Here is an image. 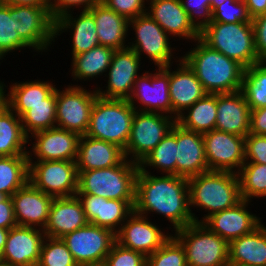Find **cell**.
<instances>
[{
    "label": "cell",
    "instance_id": "ab89813d",
    "mask_svg": "<svg viewBox=\"0 0 266 266\" xmlns=\"http://www.w3.org/2000/svg\"><path fill=\"white\" fill-rule=\"evenodd\" d=\"M236 173L242 199L250 201L253 197H266L265 164L244 163Z\"/></svg>",
    "mask_w": 266,
    "mask_h": 266
},
{
    "label": "cell",
    "instance_id": "6125c7cd",
    "mask_svg": "<svg viewBox=\"0 0 266 266\" xmlns=\"http://www.w3.org/2000/svg\"><path fill=\"white\" fill-rule=\"evenodd\" d=\"M85 266H105L104 264H97V265H85Z\"/></svg>",
    "mask_w": 266,
    "mask_h": 266
},
{
    "label": "cell",
    "instance_id": "4dcf8cb0",
    "mask_svg": "<svg viewBox=\"0 0 266 266\" xmlns=\"http://www.w3.org/2000/svg\"><path fill=\"white\" fill-rule=\"evenodd\" d=\"M229 264L266 266V227L260 224L252 232L229 242Z\"/></svg>",
    "mask_w": 266,
    "mask_h": 266
},
{
    "label": "cell",
    "instance_id": "94428289",
    "mask_svg": "<svg viewBox=\"0 0 266 266\" xmlns=\"http://www.w3.org/2000/svg\"><path fill=\"white\" fill-rule=\"evenodd\" d=\"M228 266H247V265H242V264H229Z\"/></svg>",
    "mask_w": 266,
    "mask_h": 266
},
{
    "label": "cell",
    "instance_id": "8fae6325",
    "mask_svg": "<svg viewBox=\"0 0 266 266\" xmlns=\"http://www.w3.org/2000/svg\"><path fill=\"white\" fill-rule=\"evenodd\" d=\"M97 96V91L88 92L80 86L56 89V127L85 135Z\"/></svg>",
    "mask_w": 266,
    "mask_h": 266
},
{
    "label": "cell",
    "instance_id": "816d5d0a",
    "mask_svg": "<svg viewBox=\"0 0 266 266\" xmlns=\"http://www.w3.org/2000/svg\"><path fill=\"white\" fill-rule=\"evenodd\" d=\"M249 133L266 135V106L251 110Z\"/></svg>",
    "mask_w": 266,
    "mask_h": 266
},
{
    "label": "cell",
    "instance_id": "680465c9",
    "mask_svg": "<svg viewBox=\"0 0 266 266\" xmlns=\"http://www.w3.org/2000/svg\"><path fill=\"white\" fill-rule=\"evenodd\" d=\"M211 4V12H213L218 6L223 4L226 0H205Z\"/></svg>",
    "mask_w": 266,
    "mask_h": 266
},
{
    "label": "cell",
    "instance_id": "1f68e13d",
    "mask_svg": "<svg viewBox=\"0 0 266 266\" xmlns=\"http://www.w3.org/2000/svg\"><path fill=\"white\" fill-rule=\"evenodd\" d=\"M28 141L21 118L6 104L0 110V156L28 155L23 147Z\"/></svg>",
    "mask_w": 266,
    "mask_h": 266
},
{
    "label": "cell",
    "instance_id": "9a60e30c",
    "mask_svg": "<svg viewBox=\"0 0 266 266\" xmlns=\"http://www.w3.org/2000/svg\"><path fill=\"white\" fill-rule=\"evenodd\" d=\"M166 67H158V72L152 74L147 71L145 74L138 76L130 97L129 103L136 111L152 112L162 114H172V106L169 93V69ZM136 97V98H135ZM138 99L144 108L137 109L135 102ZM141 109V110H140Z\"/></svg>",
    "mask_w": 266,
    "mask_h": 266
},
{
    "label": "cell",
    "instance_id": "f1b7e54d",
    "mask_svg": "<svg viewBox=\"0 0 266 266\" xmlns=\"http://www.w3.org/2000/svg\"><path fill=\"white\" fill-rule=\"evenodd\" d=\"M88 11L95 20L96 33L100 45L113 48L114 50L128 48V45L126 46L124 42L129 21L125 17L107 8L101 2L91 7Z\"/></svg>",
    "mask_w": 266,
    "mask_h": 266
},
{
    "label": "cell",
    "instance_id": "f5cc1de1",
    "mask_svg": "<svg viewBox=\"0 0 266 266\" xmlns=\"http://www.w3.org/2000/svg\"><path fill=\"white\" fill-rule=\"evenodd\" d=\"M17 226L13 202L11 196H8L3 202L0 203V228L11 229Z\"/></svg>",
    "mask_w": 266,
    "mask_h": 266
},
{
    "label": "cell",
    "instance_id": "d590c367",
    "mask_svg": "<svg viewBox=\"0 0 266 266\" xmlns=\"http://www.w3.org/2000/svg\"><path fill=\"white\" fill-rule=\"evenodd\" d=\"M28 182V155L0 156V192L12 196Z\"/></svg>",
    "mask_w": 266,
    "mask_h": 266
},
{
    "label": "cell",
    "instance_id": "52a82bcc",
    "mask_svg": "<svg viewBox=\"0 0 266 266\" xmlns=\"http://www.w3.org/2000/svg\"><path fill=\"white\" fill-rule=\"evenodd\" d=\"M185 251L187 266H228L229 243L202 223L174 230Z\"/></svg>",
    "mask_w": 266,
    "mask_h": 266
},
{
    "label": "cell",
    "instance_id": "f6af8a7d",
    "mask_svg": "<svg viewBox=\"0 0 266 266\" xmlns=\"http://www.w3.org/2000/svg\"><path fill=\"white\" fill-rule=\"evenodd\" d=\"M105 266H146V257L137 251L122 247L115 242L107 255Z\"/></svg>",
    "mask_w": 266,
    "mask_h": 266
},
{
    "label": "cell",
    "instance_id": "60d3db41",
    "mask_svg": "<svg viewBox=\"0 0 266 266\" xmlns=\"http://www.w3.org/2000/svg\"><path fill=\"white\" fill-rule=\"evenodd\" d=\"M17 21L10 17V5L0 1V59L12 50L30 47L16 31Z\"/></svg>",
    "mask_w": 266,
    "mask_h": 266
},
{
    "label": "cell",
    "instance_id": "5b68a950",
    "mask_svg": "<svg viewBox=\"0 0 266 266\" xmlns=\"http://www.w3.org/2000/svg\"><path fill=\"white\" fill-rule=\"evenodd\" d=\"M200 39L245 69L259 63L252 22H211L200 31Z\"/></svg>",
    "mask_w": 266,
    "mask_h": 266
},
{
    "label": "cell",
    "instance_id": "ac0fdd59",
    "mask_svg": "<svg viewBox=\"0 0 266 266\" xmlns=\"http://www.w3.org/2000/svg\"><path fill=\"white\" fill-rule=\"evenodd\" d=\"M140 57L130 48L115 50L108 72L107 90H96L97 95L108 99L128 100L139 76Z\"/></svg>",
    "mask_w": 266,
    "mask_h": 266
},
{
    "label": "cell",
    "instance_id": "cb8c5ba5",
    "mask_svg": "<svg viewBox=\"0 0 266 266\" xmlns=\"http://www.w3.org/2000/svg\"><path fill=\"white\" fill-rule=\"evenodd\" d=\"M251 110L241 90L217 94L215 130L246 137L250 129Z\"/></svg>",
    "mask_w": 266,
    "mask_h": 266
},
{
    "label": "cell",
    "instance_id": "74e56055",
    "mask_svg": "<svg viewBox=\"0 0 266 266\" xmlns=\"http://www.w3.org/2000/svg\"><path fill=\"white\" fill-rule=\"evenodd\" d=\"M25 134L56 127V89L47 97V104L26 105V113L21 117Z\"/></svg>",
    "mask_w": 266,
    "mask_h": 266
},
{
    "label": "cell",
    "instance_id": "f35d334b",
    "mask_svg": "<svg viewBox=\"0 0 266 266\" xmlns=\"http://www.w3.org/2000/svg\"><path fill=\"white\" fill-rule=\"evenodd\" d=\"M266 62L253 64L244 70L241 91L250 110L266 106Z\"/></svg>",
    "mask_w": 266,
    "mask_h": 266
},
{
    "label": "cell",
    "instance_id": "ffe728a7",
    "mask_svg": "<svg viewBox=\"0 0 266 266\" xmlns=\"http://www.w3.org/2000/svg\"><path fill=\"white\" fill-rule=\"evenodd\" d=\"M248 202L242 199L234 207L213 213L205 220H200V223L229 243L252 232L261 224L260 218L247 211Z\"/></svg>",
    "mask_w": 266,
    "mask_h": 266
},
{
    "label": "cell",
    "instance_id": "b9f144b4",
    "mask_svg": "<svg viewBox=\"0 0 266 266\" xmlns=\"http://www.w3.org/2000/svg\"><path fill=\"white\" fill-rule=\"evenodd\" d=\"M37 266H79L61 238L45 237Z\"/></svg>",
    "mask_w": 266,
    "mask_h": 266
},
{
    "label": "cell",
    "instance_id": "8d00e7d4",
    "mask_svg": "<svg viewBox=\"0 0 266 266\" xmlns=\"http://www.w3.org/2000/svg\"><path fill=\"white\" fill-rule=\"evenodd\" d=\"M176 161L177 122L162 141L139 163V168L153 166L166 175H176Z\"/></svg>",
    "mask_w": 266,
    "mask_h": 266
},
{
    "label": "cell",
    "instance_id": "d6986e66",
    "mask_svg": "<svg viewBox=\"0 0 266 266\" xmlns=\"http://www.w3.org/2000/svg\"><path fill=\"white\" fill-rule=\"evenodd\" d=\"M76 196L89 223L109 229L115 234L134 211L135 201L109 200L91 194H76Z\"/></svg>",
    "mask_w": 266,
    "mask_h": 266
},
{
    "label": "cell",
    "instance_id": "f907efd6",
    "mask_svg": "<svg viewBox=\"0 0 266 266\" xmlns=\"http://www.w3.org/2000/svg\"><path fill=\"white\" fill-rule=\"evenodd\" d=\"M99 2L100 0H52L50 3V13L52 18L56 20L63 14L71 12L69 9H71L72 6L79 7L83 5V10H89Z\"/></svg>",
    "mask_w": 266,
    "mask_h": 266
},
{
    "label": "cell",
    "instance_id": "7bdbcfd3",
    "mask_svg": "<svg viewBox=\"0 0 266 266\" xmlns=\"http://www.w3.org/2000/svg\"><path fill=\"white\" fill-rule=\"evenodd\" d=\"M146 266H187L184 248L173 235L146 257Z\"/></svg>",
    "mask_w": 266,
    "mask_h": 266
},
{
    "label": "cell",
    "instance_id": "db71d44e",
    "mask_svg": "<svg viewBox=\"0 0 266 266\" xmlns=\"http://www.w3.org/2000/svg\"><path fill=\"white\" fill-rule=\"evenodd\" d=\"M247 6L248 13L253 19L259 15L266 14V0H243Z\"/></svg>",
    "mask_w": 266,
    "mask_h": 266
},
{
    "label": "cell",
    "instance_id": "bcb514c9",
    "mask_svg": "<svg viewBox=\"0 0 266 266\" xmlns=\"http://www.w3.org/2000/svg\"><path fill=\"white\" fill-rule=\"evenodd\" d=\"M188 13L190 22L199 30H203L212 22L211 4L205 0H180ZM197 15V17H195ZM198 17L202 20L198 21ZM197 18V21L195 19Z\"/></svg>",
    "mask_w": 266,
    "mask_h": 266
},
{
    "label": "cell",
    "instance_id": "6da1fadb",
    "mask_svg": "<svg viewBox=\"0 0 266 266\" xmlns=\"http://www.w3.org/2000/svg\"><path fill=\"white\" fill-rule=\"evenodd\" d=\"M188 179L176 175H151L139 168L136 177L134 211L140 215L156 212L167 217L174 229L200 223L189 207ZM145 214V215H144Z\"/></svg>",
    "mask_w": 266,
    "mask_h": 266
},
{
    "label": "cell",
    "instance_id": "2e32d148",
    "mask_svg": "<svg viewBox=\"0 0 266 266\" xmlns=\"http://www.w3.org/2000/svg\"><path fill=\"white\" fill-rule=\"evenodd\" d=\"M45 237L40 228L17 225L9 229L0 263L5 266H37Z\"/></svg>",
    "mask_w": 266,
    "mask_h": 266
},
{
    "label": "cell",
    "instance_id": "ba28073f",
    "mask_svg": "<svg viewBox=\"0 0 266 266\" xmlns=\"http://www.w3.org/2000/svg\"><path fill=\"white\" fill-rule=\"evenodd\" d=\"M173 118L159 112L135 111L130 138L123 150L125 158L132 154V162L139 164L172 129L176 123Z\"/></svg>",
    "mask_w": 266,
    "mask_h": 266
},
{
    "label": "cell",
    "instance_id": "d4e9b609",
    "mask_svg": "<svg viewBox=\"0 0 266 266\" xmlns=\"http://www.w3.org/2000/svg\"><path fill=\"white\" fill-rule=\"evenodd\" d=\"M88 223L82 204L76 195L54 198L43 231L47 237L62 238Z\"/></svg>",
    "mask_w": 266,
    "mask_h": 266
},
{
    "label": "cell",
    "instance_id": "9c48e42d",
    "mask_svg": "<svg viewBox=\"0 0 266 266\" xmlns=\"http://www.w3.org/2000/svg\"><path fill=\"white\" fill-rule=\"evenodd\" d=\"M29 159V182L54 198L75 196L78 190L76 161H32ZM32 161V162H31Z\"/></svg>",
    "mask_w": 266,
    "mask_h": 266
},
{
    "label": "cell",
    "instance_id": "91938a15",
    "mask_svg": "<svg viewBox=\"0 0 266 266\" xmlns=\"http://www.w3.org/2000/svg\"><path fill=\"white\" fill-rule=\"evenodd\" d=\"M8 196L3 193V192H0V203L3 202Z\"/></svg>",
    "mask_w": 266,
    "mask_h": 266
},
{
    "label": "cell",
    "instance_id": "6f0895ef",
    "mask_svg": "<svg viewBox=\"0 0 266 266\" xmlns=\"http://www.w3.org/2000/svg\"><path fill=\"white\" fill-rule=\"evenodd\" d=\"M2 82H0V110L6 105V94H4V86Z\"/></svg>",
    "mask_w": 266,
    "mask_h": 266
},
{
    "label": "cell",
    "instance_id": "277c9868",
    "mask_svg": "<svg viewBox=\"0 0 266 266\" xmlns=\"http://www.w3.org/2000/svg\"><path fill=\"white\" fill-rule=\"evenodd\" d=\"M139 164L125 158L119 165L78 171L76 194H91L109 200L135 201Z\"/></svg>",
    "mask_w": 266,
    "mask_h": 266
},
{
    "label": "cell",
    "instance_id": "c3c4849f",
    "mask_svg": "<svg viewBox=\"0 0 266 266\" xmlns=\"http://www.w3.org/2000/svg\"><path fill=\"white\" fill-rule=\"evenodd\" d=\"M245 160H248L245 163L266 165V135H254L249 133L245 137Z\"/></svg>",
    "mask_w": 266,
    "mask_h": 266
},
{
    "label": "cell",
    "instance_id": "5bb4252c",
    "mask_svg": "<svg viewBox=\"0 0 266 266\" xmlns=\"http://www.w3.org/2000/svg\"><path fill=\"white\" fill-rule=\"evenodd\" d=\"M206 161L209 171L235 172L245 160V137L211 130L203 133Z\"/></svg>",
    "mask_w": 266,
    "mask_h": 266
},
{
    "label": "cell",
    "instance_id": "7c38bea8",
    "mask_svg": "<svg viewBox=\"0 0 266 266\" xmlns=\"http://www.w3.org/2000/svg\"><path fill=\"white\" fill-rule=\"evenodd\" d=\"M10 17L17 21L19 36L37 51L48 49L55 40V20L50 7L10 5Z\"/></svg>",
    "mask_w": 266,
    "mask_h": 266
},
{
    "label": "cell",
    "instance_id": "7a4b0ae2",
    "mask_svg": "<svg viewBox=\"0 0 266 266\" xmlns=\"http://www.w3.org/2000/svg\"><path fill=\"white\" fill-rule=\"evenodd\" d=\"M197 46L182 57L194 71L207 94L241 90L245 68L221 52L210 48L200 38Z\"/></svg>",
    "mask_w": 266,
    "mask_h": 266
},
{
    "label": "cell",
    "instance_id": "ee69618b",
    "mask_svg": "<svg viewBox=\"0 0 266 266\" xmlns=\"http://www.w3.org/2000/svg\"><path fill=\"white\" fill-rule=\"evenodd\" d=\"M247 6L243 0H226L212 12V22H251Z\"/></svg>",
    "mask_w": 266,
    "mask_h": 266
},
{
    "label": "cell",
    "instance_id": "f546056e",
    "mask_svg": "<svg viewBox=\"0 0 266 266\" xmlns=\"http://www.w3.org/2000/svg\"><path fill=\"white\" fill-rule=\"evenodd\" d=\"M70 12L55 20V37L62 30L73 29L72 54L74 56L87 52L99 44L96 24L93 15L88 10H82L78 18H73Z\"/></svg>",
    "mask_w": 266,
    "mask_h": 266
},
{
    "label": "cell",
    "instance_id": "4fadbf2b",
    "mask_svg": "<svg viewBox=\"0 0 266 266\" xmlns=\"http://www.w3.org/2000/svg\"><path fill=\"white\" fill-rule=\"evenodd\" d=\"M130 26L135 30L136 40L128 48L134 50L140 58L142 53H146L157 67L171 65L173 49L168 34L153 18L147 13L139 15L129 20L128 27Z\"/></svg>",
    "mask_w": 266,
    "mask_h": 266
},
{
    "label": "cell",
    "instance_id": "d6a6232c",
    "mask_svg": "<svg viewBox=\"0 0 266 266\" xmlns=\"http://www.w3.org/2000/svg\"><path fill=\"white\" fill-rule=\"evenodd\" d=\"M55 89V85L46 81L15 83L6 96V104L21 118L26 105L47 104V97Z\"/></svg>",
    "mask_w": 266,
    "mask_h": 266
},
{
    "label": "cell",
    "instance_id": "e0dca14e",
    "mask_svg": "<svg viewBox=\"0 0 266 266\" xmlns=\"http://www.w3.org/2000/svg\"><path fill=\"white\" fill-rule=\"evenodd\" d=\"M116 234L122 247L142 253L145 257L159 249L172 235H165L146 216L133 211Z\"/></svg>",
    "mask_w": 266,
    "mask_h": 266
},
{
    "label": "cell",
    "instance_id": "9f6ffc18",
    "mask_svg": "<svg viewBox=\"0 0 266 266\" xmlns=\"http://www.w3.org/2000/svg\"><path fill=\"white\" fill-rule=\"evenodd\" d=\"M8 233H9V229L0 228V260L2 257L4 246L6 244Z\"/></svg>",
    "mask_w": 266,
    "mask_h": 266
},
{
    "label": "cell",
    "instance_id": "836d02e7",
    "mask_svg": "<svg viewBox=\"0 0 266 266\" xmlns=\"http://www.w3.org/2000/svg\"><path fill=\"white\" fill-rule=\"evenodd\" d=\"M186 110H188V115L184 112L176 120L183 128L202 134L215 130L217 94H206Z\"/></svg>",
    "mask_w": 266,
    "mask_h": 266
},
{
    "label": "cell",
    "instance_id": "681fc988",
    "mask_svg": "<svg viewBox=\"0 0 266 266\" xmlns=\"http://www.w3.org/2000/svg\"><path fill=\"white\" fill-rule=\"evenodd\" d=\"M251 22L259 62H266V14L253 18Z\"/></svg>",
    "mask_w": 266,
    "mask_h": 266
},
{
    "label": "cell",
    "instance_id": "11a10c76",
    "mask_svg": "<svg viewBox=\"0 0 266 266\" xmlns=\"http://www.w3.org/2000/svg\"><path fill=\"white\" fill-rule=\"evenodd\" d=\"M9 5H34L50 7L51 0H0Z\"/></svg>",
    "mask_w": 266,
    "mask_h": 266
},
{
    "label": "cell",
    "instance_id": "44dd1931",
    "mask_svg": "<svg viewBox=\"0 0 266 266\" xmlns=\"http://www.w3.org/2000/svg\"><path fill=\"white\" fill-rule=\"evenodd\" d=\"M32 135L36 142L31 149L37 161H76L80 134L54 127Z\"/></svg>",
    "mask_w": 266,
    "mask_h": 266
},
{
    "label": "cell",
    "instance_id": "8992f818",
    "mask_svg": "<svg viewBox=\"0 0 266 266\" xmlns=\"http://www.w3.org/2000/svg\"><path fill=\"white\" fill-rule=\"evenodd\" d=\"M135 108L128 100L97 96L90 113L88 137L111 142L123 150L131 133Z\"/></svg>",
    "mask_w": 266,
    "mask_h": 266
},
{
    "label": "cell",
    "instance_id": "30bf717a",
    "mask_svg": "<svg viewBox=\"0 0 266 266\" xmlns=\"http://www.w3.org/2000/svg\"><path fill=\"white\" fill-rule=\"evenodd\" d=\"M63 242L79 266L104 264L116 234L91 223L64 235Z\"/></svg>",
    "mask_w": 266,
    "mask_h": 266
},
{
    "label": "cell",
    "instance_id": "83f0119b",
    "mask_svg": "<svg viewBox=\"0 0 266 266\" xmlns=\"http://www.w3.org/2000/svg\"><path fill=\"white\" fill-rule=\"evenodd\" d=\"M124 159V151L118 145L81 135L76 158L77 171L110 168Z\"/></svg>",
    "mask_w": 266,
    "mask_h": 266
},
{
    "label": "cell",
    "instance_id": "603a6c76",
    "mask_svg": "<svg viewBox=\"0 0 266 266\" xmlns=\"http://www.w3.org/2000/svg\"><path fill=\"white\" fill-rule=\"evenodd\" d=\"M208 171L203 134L177 123L176 176L188 179Z\"/></svg>",
    "mask_w": 266,
    "mask_h": 266
},
{
    "label": "cell",
    "instance_id": "4316f807",
    "mask_svg": "<svg viewBox=\"0 0 266 266\" xmlns=\"http://www.w3.org/2000/svg\"><path fill=\"white\" fill-rule=\"evenodd\" d=\"M177 71L169 70V93L172 114L177 120L187 108L202 99L207 93L202 83L197 79L194 71L181 59Z\"/></svg>",
    "mask_w": 266,
    "mask_h": 266
},
{
    "label": "cell",
    "instance_id": "3957f363",
    "mask_svg": "<svg viewBox=\"0 0 266 266\" xmlns=\"http://www.w3.org/2000/svg\"><path fill=\"white\" fill-rule=\"evenodd\" d=\"M189 205L208 210L205 220L213 213L234 207L242 198L235 172L208 171L188 178Z\"/></svg>",
    "mask_w": 266,
    "mask_h": 266
},
{
    "label": "cell",
    "instance_id": "7402d4cb",
    "mask_svg": "<svg viewBox=\"0 0 266 266\" xmlns=\"http://www.w3.org/2000/svg\"><path fill=\"white\" fill-rule=\"evenodd\" d=\"M11 198L18 226L45 228L54 197L47 195L28 182L17 190Z\"/></svg>",
    "mask_w": 266,
    "mask_h": 266
},
{
    "label": "cell",
    "instance_id": "7dc6e473",
    "mask_svg": "<svg viewBox=\"0 0 266 266\" xmlns=\"http://www.w3.org/2000/svg\"><path fill=\"white\" fill-rule=\"evenodd\" d=\"M107 8L125 17L128 21L146 13L145 0H100Z\"/></svg>",
    "mask_w": 266,
    "mask_h": 266
},
{
    "label": "cell",
    "instance_id": "484cf974",
    "mask_svg": "<svg viewBox=\"0 0 266 266\" xmlns=\"http://www.w3.org/2000/svg\"><path fill=\"white\" fill-rule=\"evenodd\" d=\"M150 9L146 12L168 34L176 37L196 40L199 30L190 22L188 13L180 0H150ZM170 33V34H169Z\"/></svg>",
    "mask_w": 266,
    "mask_h": 266
},
{
    "label": "cell",
    "instance_id": "e575fe53",
    "mask_svg": "<svg viewBox=\"0 0 266 266\" xmlns=\"http://www.w3.org/2000/svg\"><path fill=\"white\" fill-rule=\"evenodd\" d=\"M114 49L98 45L91 50L78 54L72 60V75L74 79L87 80L108 71Z\"/></svg>",
    "mask_w": 266,
    "mask_h": 266
}]
</instances>
